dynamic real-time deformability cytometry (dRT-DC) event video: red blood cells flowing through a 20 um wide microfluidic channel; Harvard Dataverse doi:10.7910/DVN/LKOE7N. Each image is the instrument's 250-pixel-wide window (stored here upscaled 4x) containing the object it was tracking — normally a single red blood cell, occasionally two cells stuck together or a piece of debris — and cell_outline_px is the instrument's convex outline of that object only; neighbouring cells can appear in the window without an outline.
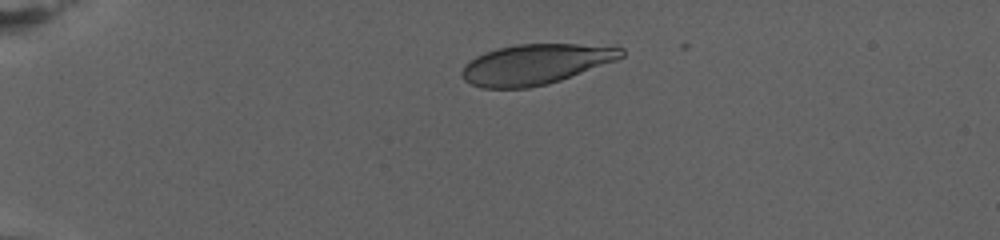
{"species": "human", "species_latin": "Homo sapiens", "temperature_condition": "warm", "stored_images_in_passage": 57, "camera_frame_rate_fps": 3000, "um_per_image_px": 0.085, "donor": {"sex": "female"}, "frame": {"image": 1, "passage_image": 1, "time_ms": 0.0, "image_size_px": [1000, 240], "cell_outline_px": [[624, 56], [616, 60], [560, 80], [548, 84], [528, 88], [480, 88], [464, 80], [460, 72], [464, 64], [468, 60], [484, 52], [496, 48], [516, 44], [616, 44], [624, 48]], "centroid_in_image_um": [45.54, 5.44], "position_along_channel_um": 39.5, "area_um2": 37.97}}
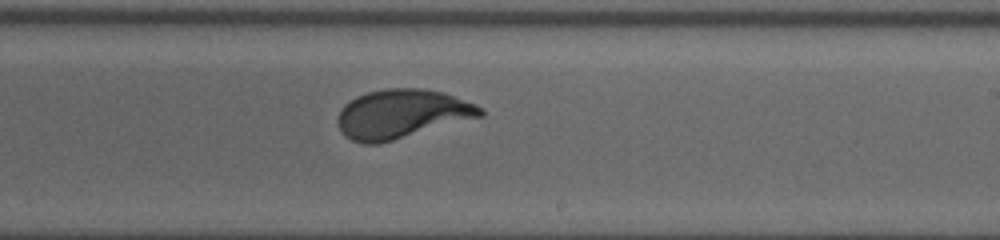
{"frame": {"image": 2, "passage_image": 32, "time_ms": 10.333, "image_size_px": [1000, 240], "cell_outline_px": [[484, 116], [380, 144], [364, 144], [352, 140], [344, 136], [336, 120], [340, 108], [344, 104], [356, 96], [368, 92], [388, 88], [420, 88], [444, 92], [476, 104], [484, 108]], "centroid_in_image_um": [34.16, 9.69], "position_along_channel_um": 254.8, "area_um2": 41.1}}
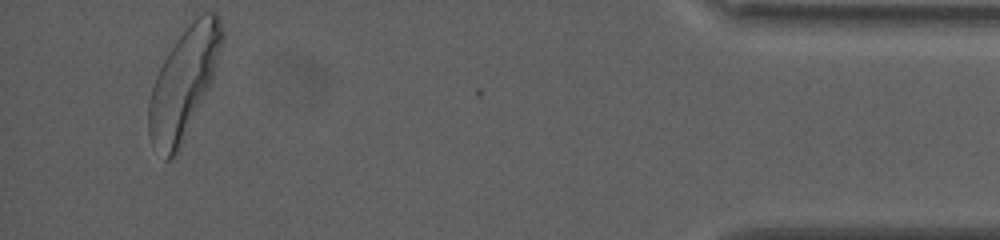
{"frame": {"image": 3, "passage_image": 57, "time_ms": 18.667, "image_size_px": [1000, 240], "cell_outline_px": [[224, 36], [212, 80], [172, 160], [164, 160], [152, 144], [148, 136], [148, 100], [156, 76], [168, 52], [176, 40], [196, 12], [216, 12], [220, 16], [224, 32]], "centroid_in_image_um": [15.61, 6.97], "position_along_channel_um": 419.6, "area_um2": 46.3}, "authors_computed_cell_mechanics": {"area_um2": 40.2866, "velocity_mm_per_s": 2.6821, "shape_relaxation_time_tau1_ms": 3.8936, "shape_relaxation_time_tau2_ms": null, "deformation_change_tau1": 0.1974, "deformation_change_tau2": null}}